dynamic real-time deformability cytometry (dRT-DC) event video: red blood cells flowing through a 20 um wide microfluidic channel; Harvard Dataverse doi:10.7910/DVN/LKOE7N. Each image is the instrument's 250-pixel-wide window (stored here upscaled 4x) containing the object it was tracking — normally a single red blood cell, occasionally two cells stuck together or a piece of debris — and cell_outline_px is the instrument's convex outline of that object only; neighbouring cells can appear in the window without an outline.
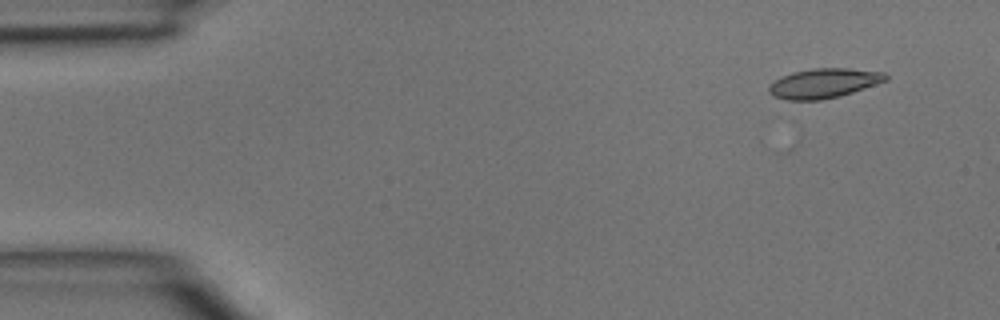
{"species": "common noctule bat (a hibernating species)", "species_latin": "Nyctalus noctula", "temperature_condition": "room temperature", "stored_images_in_passage": 40, "camera_frame_rate_fps": 3000, "um_per_image_px": 0.085, "animal": {"sex": "male", "body_mass_g": 15.6}, "frame": {"image": 1, "passage_image": 1, "time_ms": 0.0, "image_size_px": [1000, 320], "cell_outline_px": [[888, 80], [840, 96], [820, 100], [788, 100], [772, 96], [768, 92], [768, 88], [776, 80], [792, 72], [812, 68], [848, 68], [884, 72], [888, 76]], "centroid_in_image_um": [70.03, 7.07], "position_along_channel_um": 15.0, "area_um2": 20.06}}
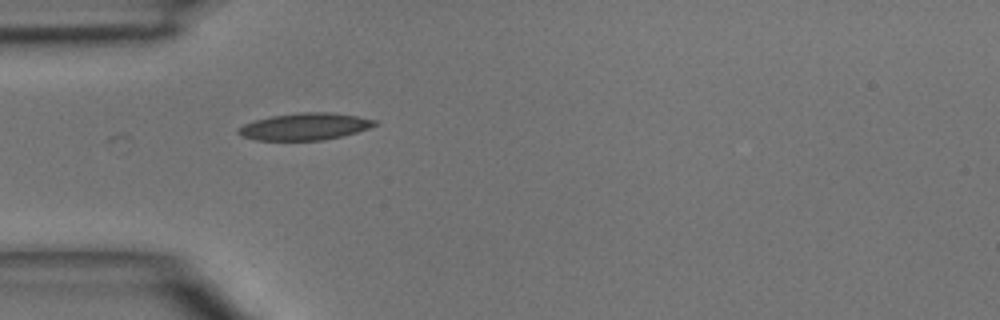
{"frame": {"image": 2, "passage_image": 11, "time_ms": 3.333, "image_size_px": [1000, 320], "cell_outline_px": [[376, 124], [368, 128], [356, 132], [324, 140], [256, 140], [244, 136], [236, 132], [244, 124], [256, 120], [272, 116], [300, 112], [328, 112], [356, 116], [376, 120]], "centroid_in_image_um": [25.91, 10.75], "position_along_channel_um": 59.1, "area_um2": 21.04}}
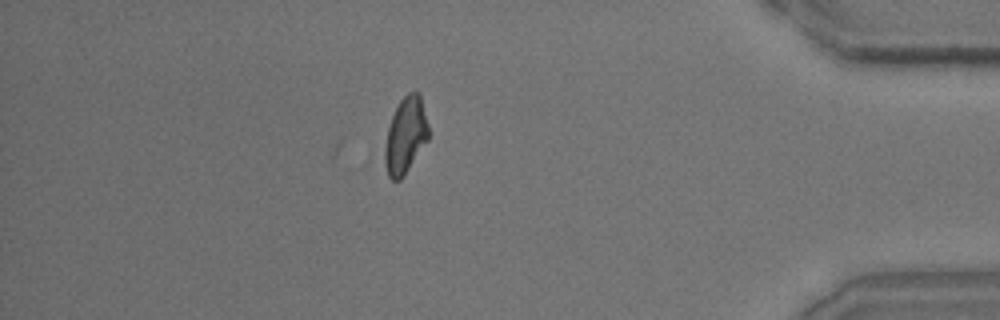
{"frame": {"image": 3, "passage_image": 38, "time_ms": 12.333, "image_size_px": [1000, 320], "cell_outline_px": [[428, 140], [404, 176], [400, 180], [392, 180], [388, 176], [384, 164], [384, 148], [388, 128], [392, 116], [400, 100], [408, 92], [420, 92], [428, 124]], "centroid_in_image_um": [34.47, 11.53], "position_along_channel_um": 400.7, "area_um2": 19.48}}